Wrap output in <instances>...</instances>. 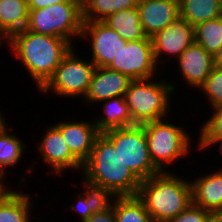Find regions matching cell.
I'll use <instances>...</instances> for the list:
<instances>
[{
	"label": "cell",
	"instance_id": "26",
	"mask_svg": "<svg viewBox=\"0 0 222 222\" xmlns=\"http://www.w3.org/2000/svg\"><path fill=\"white\" fill-rule=\"evenodd\" d=\"M83 193H78L77 200L68 208L80 215L81 222L90 218L95 212L102 208L107 202L108 197L100 190L83 185Z\"/></svg>",
	"mask_w": 222,
	"mask_h": 222
},
{
	"label": "cell",
	"instance_id": "16",
	"mask_svg": "<svg viewBox=\"0 0 222 222\" xmlns=\"http://www.w3.org/2000/svg\"><path fill=\"white\" fill-rule=\"evenodd\" d=\"M185 83L200 88L214 67L213 56L201 45L194 42L186 48L175 62Z\"/></svg>",
	"mask_w": 222,
	"mask_h": 222
},
{
	"label": "cell",
	"instance_id": "24",
	"mask_svg": "<svg viewBox=\"0 0 222 222\" xmlns=\"http://www.w3.org/2000/svg\"><path fill=\"white\" fill-rule=\"evenodd\" d=\"M116 222H153L143 202L137 196L110 197Z\"/></svg>",
	"mask_w": 222,
	"mask_h": 222
},
{
	"label": "cell",
	"instance_id": "11",
	"mask_svg": "<svg viewBox=\"0 0 222 222\" xmlns=\"http://www.w3.org/2000/svg\"><path fill=\"white\" fill-rule=\"evenodd\" d=\"M153 45V55L159 67L164 54L167 58L173 56L177 59L181 53L195 42L194 27L185 19L179 17L167 28L163 29L151 37ZM170 56V57H169Z\"/></svg>",
	"mask_w": 222,
	"mask_h": 222
},
{
	"label": "cell",
	"instance_id": "30",
	"mask_svg": "<svg viewBox=\"0 0 222 222\" xmlns=\"http://www.w3.org/2000/svg\"><path fill=\"white\" fill-rule=\"evenodd\" d=\"M210 212L192 203L169 222H207Z\"/></svg>",
	"mask_w": 222,
	"mask_h": 222
},
{
	"label": "cell",
	"instance_id": "14",
	"mask_svg": "<svg viewBox=\"0 0 222 222\" xmlns=\"http://www.w3.org/2000/svg\"><path fill=\"white\" fill-rule=\"evenodd\" d=\"M132 81L129 76L108 67H96L84 99L89 105V102L97 104L113 97L125 96Z\"/></svg>",
	"mask_w": 222,
	"mask_h": 222
},
{
	"label": "cell",
	"instance_id": "36",
	"mask_svg": "<svg viewBox=\"0 0 222 222\" xmlns=\"http://www.w3.org/2000/svg\"><path fill=\"white\" fill-rule=\"evenodd\" d=\"M9 36L0 28V45L3 44L4 40L6 42V44L8 43L9 41Z\"/></svg>",
	"mask_w": 222,
	"mask_h": 222
},
{
	"label": "cell",
	"instance_id": "25",
	"mask_svg": "<svg viewBox=\"0 0 222 222\" xmlns=\"http://www.w3.org/2000/svg\"><path fill=\"white\" fill-rule=\"evenodd\" d=\"M138 0H82L83 21H103L111 14L135 8Z\"/></svg>",
	"mask_w": 222,
	"mask_h": 222
},
{
	"label": "cell",
	"instance_id": "32",
	"mask_svg": "<svg viewBox=\"0 0 222 222\" xmlns=\"http://www.w3.org/2000/svg\"><path fill=\"white\" fill-rule=\"evenodd\" d=\"M29 9H40L51 6L56 3H69L74 0H27Z\"/></svg>",
	"mask_w": 222,
	"mask_h": 222
},
{
	"label": "cell",
	"instance_id": "7",
	"mask_svg": "<svg viewBox=\"0 0 222 222\" xmlns=\"http://www.w3.org/2000/svg\"><path fill=\"white\" fill-rule=\"evenodd\" d=\"M74 50L75 46L63 57L54 75L38 92L46 95L49 91V94L56 93L61 98L85 97L96 66L91 60L82 59Z\"/></svg>",
	"mask_w": 222,
	"mask_h": 222
},
{
	"label": "cell",
	"instance_id": "37",
	"mask_svg": "<svg viewBox=\"0 0 222 222\" xmlns=\"http://www.w3.org/2000/svg\"><path fill=\"white\" fill-rule=\"evenodd\" d=\"M4 120L6 119L4 118L3 113L0 112V125L4 122Z\"/></svg>",
	"mask_w": 222,
	"mask_h": 222
},
{
	"label": "cell",
	"instance_id": "3",
	"mask_svg": "<svg viewBox=\"0 0 222 222\" xmlns=\"http://www.w3.org/2000/svg\"><path fill=\"white\" fill-rule=\"evenodd\" d=\"M170 172H159L141 181L137 197L153 222H169L192 204L190 181Z\"/></svg>",
	"mask_w": 222,
	"mask_h": 222
},
{
	"label": "cell",
	"instance_id": "4",
	"mask_svg": "<svg viewBox=\"0 0 222 222\" xmlns=\"http://www.w3.org/2000/svg\"><path fill=\"white\" fill-rule=\"evenodd\" d=\"M156 80L155 78L141 79L130 83L124 97L133 126L169 117L171 96L177 90V85L168 82L167 79H160L159 82L156 77Z\"/></svg>",
	"mask_w": 222,
	"mask_h": 222
},
{
	"label": "cell",
	"instance_id": "8",
	"mask_svg": "<svg viewBox=\"0 0 222 222\" xmlns=\"http://www.w3.org/2000/svg\"><path fill=\"white\" fill-rule=\"evenodd\" d=\"M103 134L114 144L125 164L140 181L161 172L150 157L143 125L114 128Z\"/></svg>",
	"mask_w": 222,
	"mask_h": 222
},
{
	"label": "cell",
	"instance_id": "22",
	"mask_svg": "<svg viewBox=\"0 0 222 222\" xmlns=\"http://www.w3.org/2000/svg\"><path fill=\"white\" fill-rule=\"evenodd\" d=\"M222 0H179L180 17L191 26L221 17Z\"/></svg>",
	"mask_w": 222,
	"mask_h": 222
},
{
	"label": "cell",
	"instance_id": "20",
	"mask_svg": "<svg viewBox=\"0 0 222 222\" xmlns=\"http://www.w3.org/2000/svg\"><path fill=\"white\" fill-rule=\"evenodd\" d=\"M126 41H137L147 36L142 28L137 7L124 9L103 20Z\"/></svg>",
	"mask_w": 222,
	"mask_h": 222
},
{
	"label": "cell",
	"instance_id": "34",
	"mask_svg": "<svg viewBox=\"0 0 222 222\" xmlns=\"http://www.w3.org/2000/svg\"><path fill=\"white\" fill-rule=\"evenodd\" d=\"M207 222H222V211H211Z\"/></svg>",
	"mask_w": 222,
	"mask_h": 222
},
{
	"label": "cell",
	"instance_id": "21",
	"mask_svg": "<svg viewBox=\"0 0 222 222\" xmlns=\"http://www.w3.org/2000/svg\"><path fill=\"white\" fill-rule=\"evenodd\" d=\"M27 0H0V28L11 37L26 28L29 17Z\"/></svg>",
	"mask_w": 222,
	"mask_h": 222
},
{
	"label": "cell",
	"instance_id": "27",
	"mask_svg": "<svg viewBox=\"0 0 222 222\" xmlns=\"http://www.w3.org/2000/svg\"><path fill=\"white\" fill-rule=\"evenodd\" d=\"M194 35L195 42L214 56L222 44V16L196 25Z\"/></svg>",
	"mask_w": 222,
	"mask_h": 222
},
{
	"label": "cell",
	"instance_id": "33",
	"mask_svg": "<svg viewBox=\"0 0 222 222\" xmlns=\"http://www.w3.org/2000/svg\"><path fill=\"white\" fill-rule=\"evenodd\" d=\"M5 175L2 171H0V195L5 194L6 192H8L11 189V186L8 187V185H6L5 183Z\"/></svg>",
	"mask_w": 222,
	"mask_h": 222
},
{
	"label": "cell",
	"instance_id": "10",
	"mask_svg": "<svg viewBox=\"0 0 222 222\" xmlns=\"http://www.w3.org/2000/svg\"><path fill=\"white\" fill-rule=\"evenodd\" d=\"M91 39L89 58L96 67H108L127 41L103 21H83L81 39Z\"/></svg>",
	"mask_w": 222,
	"mask_h": 222
},
{
	"label": "cell",
	"instance_id": "12",
	"mask_svg": "<svg viewBox=\"0 0 222 222\" xmlns=\"http://www.w3.org/2000/svg\"><path fill=\"white\" fill-rule=\"evenodd\" d=\"M43 139L37 146L38 153L43 158L45 164H48L53 172L61 175L63 171L83 170V164L71 153L62 133L54 126H48Z\"/></svg>",
	"mask_w": 222,
	"mask_h": 222
},
{
	"label": "cell",
	"instance_id": "28",
	"mask_svg": "<svg viewBox=\"0 0 222 222\" xmlns=\"http://www.w3.org/2000/svg\"><path fill=\"white\" fill-rule=\"evenodd\" d=\"M213 114L205 121L199 129L197 150L210 149L219 144L218 150L222 154V106L212 108ZM214 144V145H213Z\"/></svg>",
	"mask_w": 222,
	"mask_h": 222
},
{
	"label": "cell",
	"instance_id": "13",
	"mask_svg": "<svg viewBox=\"0 0 222 222\" xmlns=\"http://www.w3.org/2000/svg\"><path fill=\"white\" fill-rule=\"evenodd\" d=\"M139 18L147 37H153L180 17L179 0H138Z\"/></svg>",
	"mask_w": 222,
	"mask_h": 222
},
{
	"label": "cell",
	"instance_id": "18",
	"mask_svg": "<svg viewBox=\"0 0 222 222\" xmlns=\"http://www.w3.org/2000/svg\"><path fill=\"white\" fill-rule=\"evenodd\" d=\"M102 115L93 121L100 133L114 128H125L133 126V120L124 96L113 97L101 101Z\"/></svg>",
	"mask_w": 222,
	"mask_h": 222
},
{
	"label": "cell",
	"instance_id": "2",
	"mask_svg": "<svg viewBox=\"0 0 222 222\" xmlns=\"http://www.w3.org/2000/svg\"><path fill=\"white\" fill-rule=\"evenodd\" d=\"M7 44L38 90L54 75L63 57L74 47L63 38L34 33L26 28L14 33Z\"/></svg>",
	"mask_w": 222,
	"mask_h": 222
},
{
	"label": "cell",
	"instance_id": "15",
	"mask_svg": "<svg viewBox=\"0 0 222 222\" xmlns=\"http://www.w3.org/2000/svg\"><path fill=\"white\" fill-rule=\"evenodd\" d=\"M63 122L60 121L54 126L62 133L71 153L84 164L89 159L100 132L95 123L89 120Z\"/></svg>",
	"mask_w": 222,
	"mask_h": 222
},
{
	"label": "cell",
	"instance_id": "35",
	"mask_svg": "<svg viewBox=\"0 0 222 222\" xmlns=\"http://www.w3.org/2000/svg\"><path fill=\"white\" fill-rule=\"evenodd\" d=\"M214 65L222 67V44L220 45L218 51L213 56Z\"/></svg>",
	"mask_w": 222,
	"mask_h": 222
},
{
	"label": "cell",
	"instance_id": "31",
	"mask_svg": "<svg viewBox=\"0 0 222 222\" xmlns=\"http://www.w3.org/2000/svg\"><path fill=\"white\" fill-rule=\"evenodd\" d=\"M83 222H116L112 205L107 202L102 208Z\"/></svg>",
	"mask_w": 222,
	"mask_h": 222
},
{
	"label": "cell",
	"instance_id": "17",
	"mask_svg": "<svg viewBox=\"0 0 222 222\" xmlns=\"http://www.w3.org/2000/svg\"><path fill=\"white\" fill-rule=\"evenodd\" d=\"M192 179V203L209 211H222V170Z\"/></svg>",
	"mask_w": 222,
	"mask_h": 222
},
{
	"label": "cell",
	"instance_id": "9",
	"mask_svg": "<svg viewBox=\"0 0 222 222\" xmlns=\"http://www.w3.org/2000/svg\"><path fill=\"white\" fill-rule=\"evenodd\" d=\"M108 68L127 75L132 80L154 78L160 68L154 59L151 38L127 41Z\"/></svg>",
	"mask_w": 222,
	"mask_h": 222
},
{
	"label": "cell",
	"instance_id": "23",
	"mask_svg": "<svg viewBox=\"0 0 222 222\" xmlns=\"http://www.w3.org/2000/svg\"><path fill=\"white\" fill-rule=\"evenodd\" d=\"M6 120L0 125V171L8 175L7 169L20 162L25 151L21 138L10 132ZM9 131V132H8ZM11 133V134H10Z\"/></svg>",
	"mask_w": 222,
	"mask_h": 222
},
{
	"label": "cell",
	"instance_id": "5",
	"mask_svg": "<svg viewBox=\"0 0 222 222\" xmlns=\"http://www.w3.org/2000/svg\"><path fill=\"white\" fill-rule=\"evenodd\" d=\"M143 126L150 157L161 172L167 170L169 163L171 166L191 153L193 146L190 133H187L182 126L172 124L168 117L145 123Z\"/></svg>",
	"mask_w": 222,
	"mask_h": 222
},
{
	"label": "cell",
	"instance_id": "1",
	"mask_svg": "<svg viewBox=\"0 0 222 222\" xmlns=\"http://www.w3.org/2000/svg\"><path fill=\"white\" fill-rule=\"evenodd\" d=\"M82 178L90 188L102 191L108 198L137 196L141 181L125 164L114 144L100 133L89 159L83 164Z\"/></svg>",
	"mask_w": 222,
	"mask_h": 222
},
{
	"label": "cell",
	"instance_id": "19",
	"mask_svg": "<svg viewBox=\"0 0 222 222\" xmlns=\"http://www.w3.org/2000/svg\"><path fill=\"white\" fill-rule=\"evenodd\" d=\"M33 200L29 194L14 189L0 195V222H31Z\"/></svg>",
	"mask_w": 222,
	"mask_h": 222
},
{
	"label": "cell",
	"instance_id": "29",
	"mask_svg": "<svg viewBox=\"0 0 222 222\" xmlns=\"http://www.w3.org/2000/svg\"><path fill=\"white\" fill-rule=\"evenodd\" d=\"M212 108L222 106V67L214 65L204 84L199 88ZM210 103V104H209Z\"/></svg>",
	"mask_w": 222,
	"mask_h": 222
},
{
	"label": "cell",
	"instance_id": "6",
	"mask_svg": "<svg viewBox=\"0 0 222 222\" xmlns=\"http://www.w3.org/2000/svg\"><path fill=\"white\" fill-rule=\"evenodd\" d=\"M26 29L34 33L59 37L71 45L74 38H81L82 0L56 3L40 9H29Z\"/></svg>",
	"mask_w": 222,
	"mask_h": 222
}]
</instances>
